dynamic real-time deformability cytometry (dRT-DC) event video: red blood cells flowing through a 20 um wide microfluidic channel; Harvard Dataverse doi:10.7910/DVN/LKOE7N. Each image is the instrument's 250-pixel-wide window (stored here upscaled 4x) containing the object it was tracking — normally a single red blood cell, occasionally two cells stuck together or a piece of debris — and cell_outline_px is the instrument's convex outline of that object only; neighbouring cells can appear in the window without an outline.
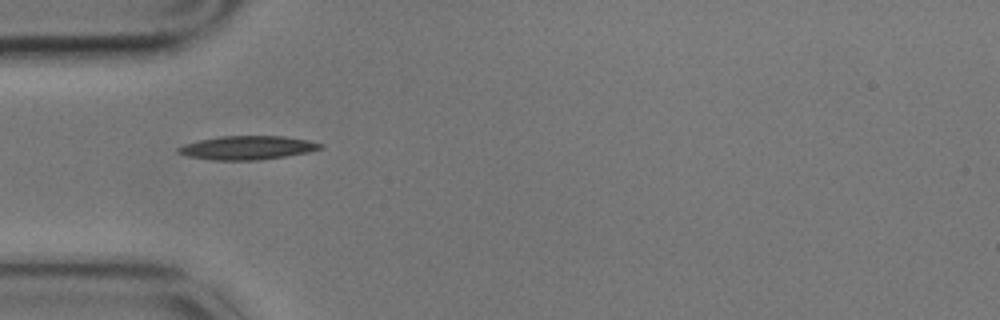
{"species": "common noctule bat (a hibernating species)", "species_latin": "Nyctalus noctula", "temperature_condition": "cold", "stored_images_in_passage": 6, "camera_frame_rate_fps": 3000, "um_per_image_px": 0.085, "animal": {"sex": "male", "body_mass_g": 17.9}, "frame": {"image": 1, "passage_image": 4, "time_ms": 1.0, "image_size_px": [1000, 320], "cell_outline_px": [[324, 148], [308, 152], [260, 160], [212, 160], [188, 156], [176, 152], [176, 148], [184, 144], [200, 140], [220, 136], [284, 136], [308, 140], [324, 144]], "centroid_in_image_um": [21.03, 12.55], "position_along_channel_um": 64.0, "area_um2": 19.65}}
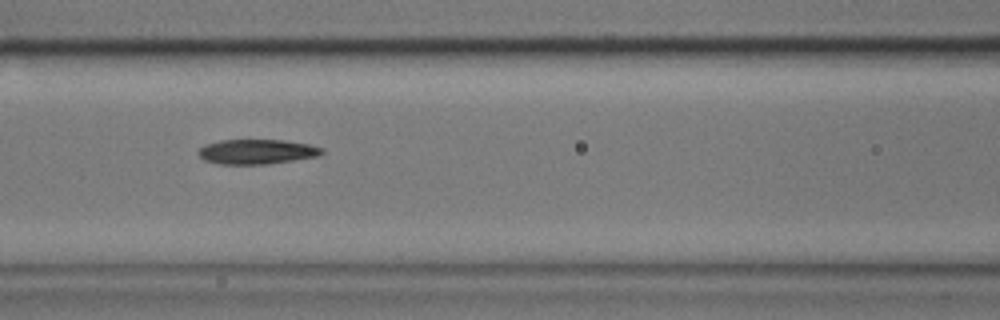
{"frame": {"image": 2, "passage_image": 6, "time_ms": 1.667, "image_size_px": [1000, 320], "cell_outline_px": [[324, 152], [316, 156], [268, 164], [220, 164], [204, 160], [196, 152], [204, 144], [220, 140], [284, 140], [308, 144], [324, 148]], "centroid_in_image_um": [21.79, 12.89], "position_along_channel_um": 144.8, "area_um2": 17.8}}